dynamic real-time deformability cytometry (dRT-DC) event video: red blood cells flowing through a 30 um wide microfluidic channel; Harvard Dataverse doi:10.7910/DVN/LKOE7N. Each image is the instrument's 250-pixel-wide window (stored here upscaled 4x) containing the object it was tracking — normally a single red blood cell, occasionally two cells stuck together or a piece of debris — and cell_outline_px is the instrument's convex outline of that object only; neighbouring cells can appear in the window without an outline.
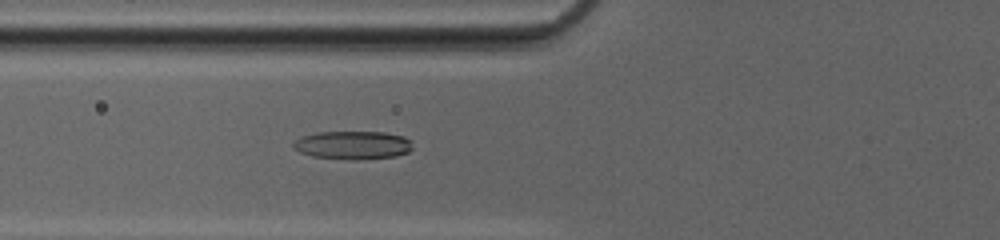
{"species": "common noctule bat (a hibernating species)", "species_latin": "Nyctalus noctula", "temperature_condition": "cold", "stored_images_in_passage": 36, "camera_frame_rate_fps": 3000, "um_per_image_px": 0.085, "animal": {"sex": "female", "body_mass_g": 20.0, "forearm_length_mm": 54.0}, "frame": {"image": 1, "passage_image": 6, "time_ms": 1.667, "image_size_px": [1000, 240], "cell_outline_px": [[412, 148], [408, 152], [396, 156], [312, 156], [300, 152], [292, 148], [292, 144], [296, 140], [304, 136], [316, 132], [384, 132], [404, 136], [412, 140]], "centroid_in_image_um": [30.01, 12.26], "position_along_channel_um": 95.8, "area_um2": 18.5}}
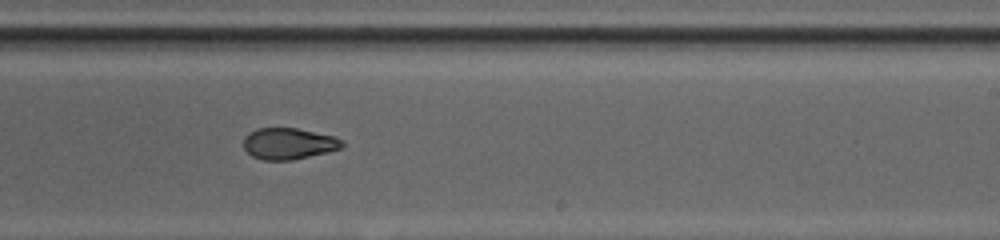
{"frame": {"image": 2, "passage_image": 18, "time_ms": 5.667, "image_size_px": [1000, 240], "cell_outline_px": [[344, 144], [340, 148], [328, 152], [292, 160], [264, 160], [252, 156], [244, 148], [244, 136], [248, 132], [256, 128], [296, 128], [336, 136], [344, 140]], "centroid_in_image_um": [24.54, 12.2], "position_along_channel_um": 264.5, "area_um2": 18.15}}
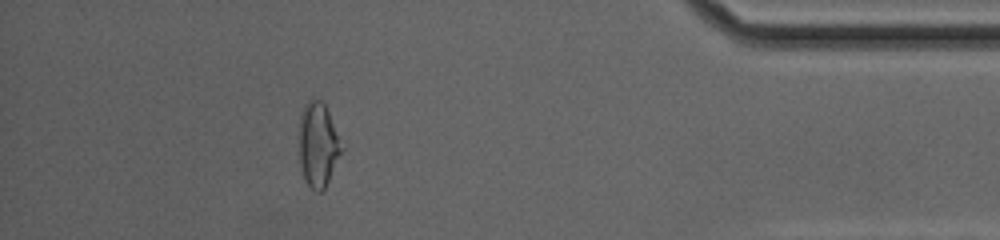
{"frame": {"image": 3, "passage_image": 31, "time_ms": 10.0, "image_size_px": [1000, 240], "cell_outline_px": [[344, 148], [324, 192], [316, 192], [304, 180], [300, 168], [300, 112], [304, 104], [312, 96], [320, 100], [324, 104], [328, 112]], "centroid_in_image_um": [27.04, 12.32], "position_along_channel_um": 408.2, "area_um2": 21.15}, "authors_computed_cell_mechanics": {"area_um2": 19.2185, "velocity_mm_per_s": 4.2094, "shape_relaxation_time_tau1_ms": 4.1823, "shape_relaxation_time_tau2_ms": 1.6365, "deformation_change_tau1": 0.1822, "deformation_change_tau2": 0.0749}}